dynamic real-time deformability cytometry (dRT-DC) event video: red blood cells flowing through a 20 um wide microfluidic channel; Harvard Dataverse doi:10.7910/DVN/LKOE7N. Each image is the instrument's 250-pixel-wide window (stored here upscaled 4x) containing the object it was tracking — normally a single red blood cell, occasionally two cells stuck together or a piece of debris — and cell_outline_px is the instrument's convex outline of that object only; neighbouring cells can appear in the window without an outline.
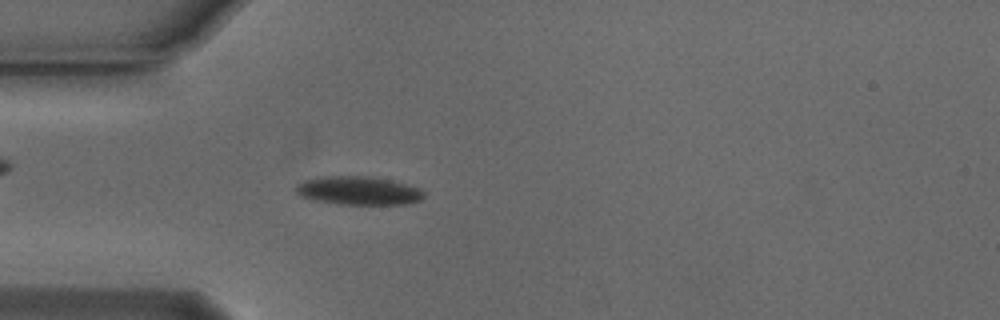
{"species": "Egyptian fruit bat (a non-hibernating species)", "species_latin": "Rousettus aegyptiacus", "temperature_condition": "cold", "stored_images_in_passage": 50, "camera_frame_rate_fps": 3000, "um_per_image_px": 0.085, "animal": {"sex": "male"}, "frame": {"image": 1, "passage_image": 11, "time_ms": 3.333, "image_size_px": [1000, 320], "cell_outline_px": [[424, 196], [420, 200], [408, 204], [336, 204], [312, 200], [300, 196], [296, 192], [296, 184], [304, 180], [316, 176], [368, 176], [388, 180], [404, 184], [416, 188], [424, 192]], "centroid_in_image_um": [30.38, 16.21], "position_along_channel_um": 54.6, "area_um2": 21.21}}
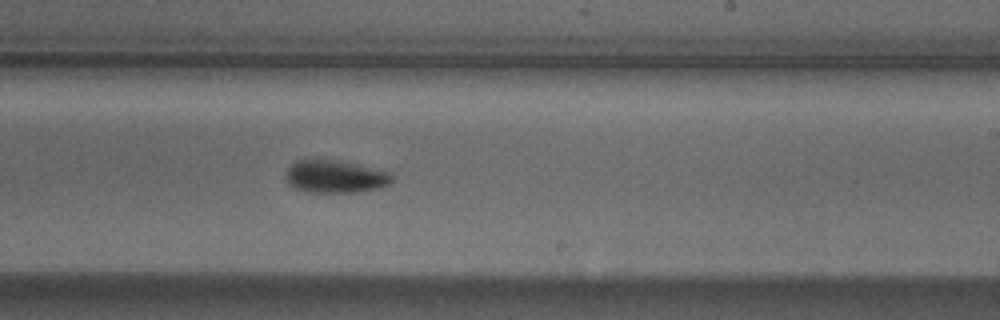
{"frame": {"image": 2, "passage_image": 28, "time_ms": 9.0, "image_size_px": [1000, 320], "cell_outline_px": [[392, 180], [388, 184], [376, 188], [356, 192], [304, 192], [292, 188], [284, 180], [284, 176], [288, 168], [296, 160], [316, 156], [340, 160], [384, 168], [392, 172]], "centroid_in_image_um": [28.45, 14.95], "position_along_channel_um": 260.5, "area_um2": 21.44}}
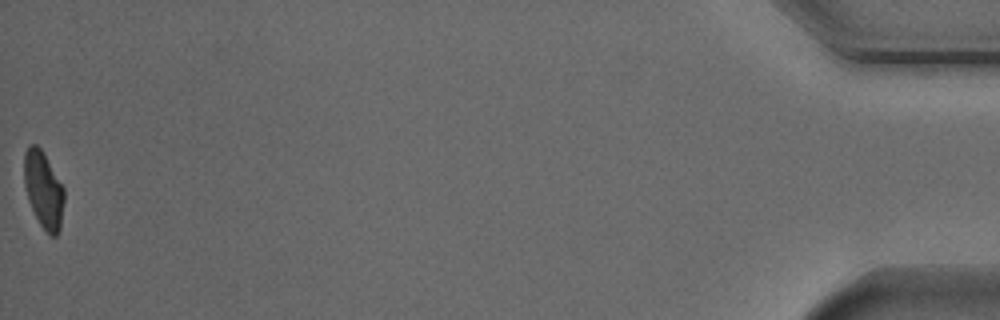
{"frame": {"image": 3, "passage_image": 50, "time_ms": 16.333, "image_size_px": [1000, 320], "cell_outline_px": [[64, 200], [60, 228], [56, 236], [52, 236], [40, 224], [28, 200], [24, 184], [24, 152], [28, 144], [36, 144], [40, 148], [64, 188]], "centroid_in_image_um": [3.68, 16.1], "position_along_channel_um": 431.5, "area_um2": 17.63}, "authors_computed_cell_mechanics": {"area_um2": 19.8254, "velocity_mm_per_s": 3.7535, "shape_relaxation_time_tau1_ms": 3.4434, "shape_relaxation_time_tau2_ms": null, "deformation_change_tau1": 0.1191, "deformation_change_tau2": null}}